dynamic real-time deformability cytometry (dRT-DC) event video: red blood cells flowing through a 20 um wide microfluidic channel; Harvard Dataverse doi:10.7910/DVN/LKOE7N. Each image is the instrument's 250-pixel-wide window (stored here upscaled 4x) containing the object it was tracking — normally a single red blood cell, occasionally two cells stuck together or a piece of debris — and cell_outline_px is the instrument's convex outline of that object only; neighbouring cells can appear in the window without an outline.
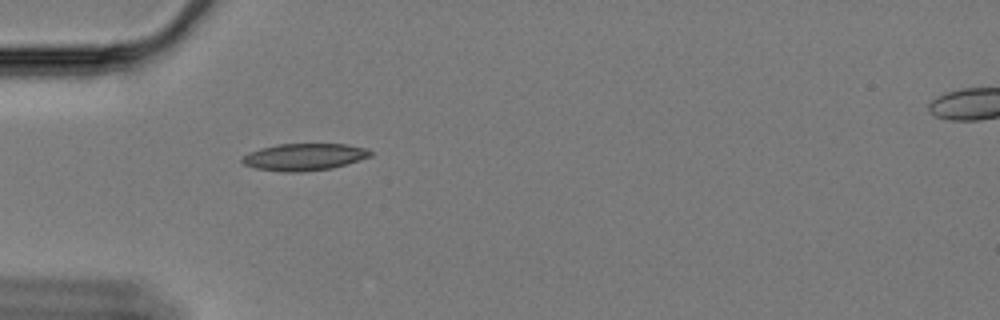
{"species": "Egyptian fruit bat (a non-hibernating species)", "species_latin": "Rousettus aegyptiacus", "temperature_condition": "cold", "stored_images_in_passage": 47, "camera_frame_rate_fps": 3000, "um_per_image_px": 0.085, "animal": {"sex": "female"}, "frame": {"image": 1, "passage_image": 5, "time_ms": 1.333, "image_size_px": [1000, 320], "cell_outline_px": [[372, 156], [332, 168], [300, 172], [284, 172], [256, 168], [244, 164], [240, 160], [240, 156], [248, 152], [260, 148], [276, 144], [344, 144], [368, 148], [372, 152]], "centroid_in_image_um": [25.82, 13.33], "position_along_channel_um": 59.2, "area_um2": 20.29}}
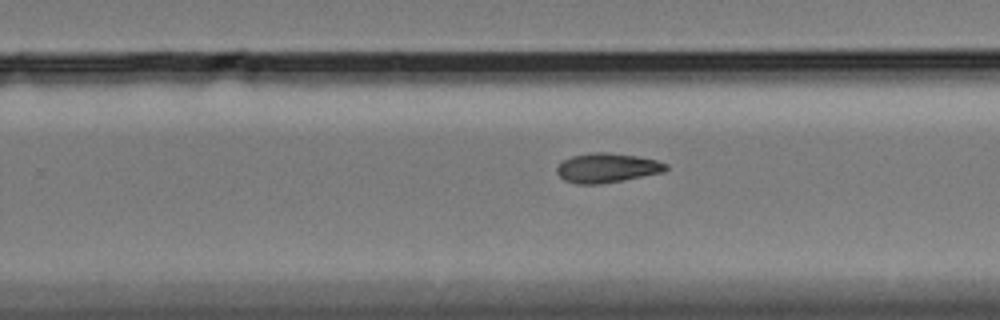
{"frame": {"image": 2, "passage_image": 25, "time_ms": 8.0, "image_size_px": [1000, 320], "cell_outline_px": [[668, 168], [664, 172], [624, 180], [600, 184], [576, 184], [564, 180], [556, 172], [556, 168], [560, 160], [572, 156], [588, 152], [608, 152], [640, 156], [656, 160], [668, 164]], "centroid_in_image_um": [51.58, 14.26], "position_along_channel_um": 278.2, "area_um2": 19.07}}
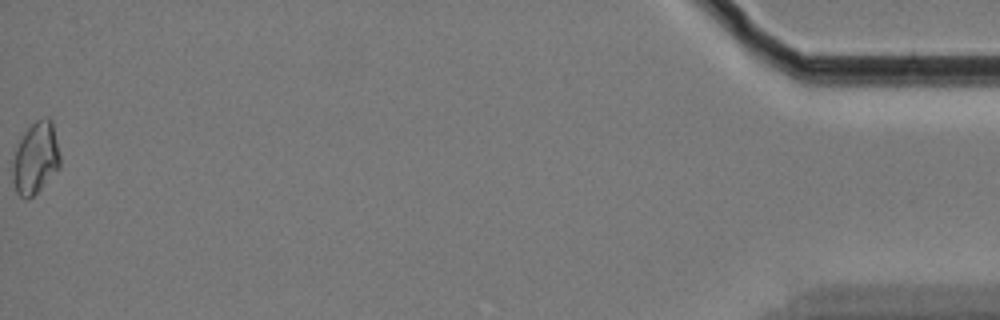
{"frame": {"image": 3, "passage_image": 47, "time_ms": 15.333, "image_size_px": [1000, 320], "cell_outline_px": [[60, 168], [32, 196], [24, 200], [16, 192], [12, 180], [12, 160], [16, 148], [24, 132], [36, 120], [48, 116], [52, 120], [60, 156]], "centroid_in_image_um": [3.01, 13.44], "position_along_channel_um": 432.2, "area_um2": 19.88}, "authors_computed_cell_mechanics": {"area_um2": 18.785, "velocity_mm_per_s": 3.3465, "shape_relaxation_time_tau1_ms": 10.9519, "shape_relaxation_time_tau2_ms": null, "deformation_change_tau1": 0.199, "deformation_change_tau2": null}}